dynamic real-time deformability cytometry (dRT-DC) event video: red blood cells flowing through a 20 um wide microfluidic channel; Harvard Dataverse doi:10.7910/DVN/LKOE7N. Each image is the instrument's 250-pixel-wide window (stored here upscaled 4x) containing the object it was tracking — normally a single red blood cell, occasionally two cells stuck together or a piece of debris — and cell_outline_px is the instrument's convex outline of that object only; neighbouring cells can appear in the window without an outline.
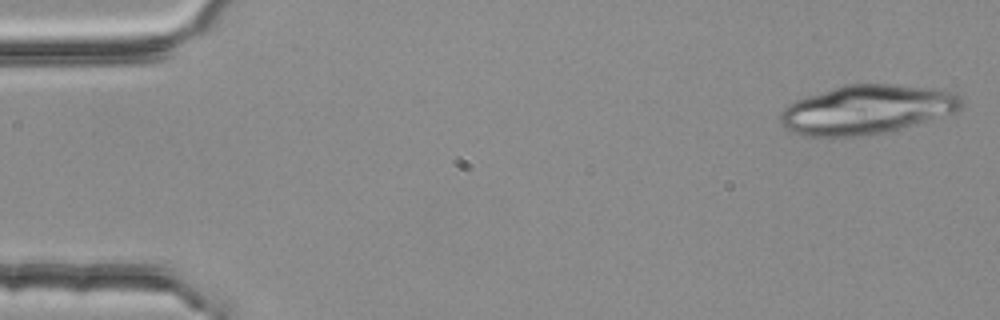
{"species": "common noctule bat (a hibernating species)", "species_latin": "Nyctalus noctula", "temperature_condition": "room temperature", "stored_images_in_passage": 16, "camera_frame_rate_fps": 3000, "um_per_image_px": 0.085, "animal": {"sex": "female", "body_mass_g": 25.1}, "frame": {"image": 1, "passage_image": 1, "time_ms": 0.0, "image_size_px": [1000, 320], "cell_outline_px": [[964, 104], [960, 112], [888, 132], [832, 140], [804, 136], [792, 132], [784, 128], [780, 124], [780, 112], [788, 104], [796, 100], [844, 84], [896, 84], [940, 88], [956, 92], [964, 100]], "centroid_in_image_um": [73.71, 9.34], "position_along_channel_um": 11.3, "area_um2": 53.41}}